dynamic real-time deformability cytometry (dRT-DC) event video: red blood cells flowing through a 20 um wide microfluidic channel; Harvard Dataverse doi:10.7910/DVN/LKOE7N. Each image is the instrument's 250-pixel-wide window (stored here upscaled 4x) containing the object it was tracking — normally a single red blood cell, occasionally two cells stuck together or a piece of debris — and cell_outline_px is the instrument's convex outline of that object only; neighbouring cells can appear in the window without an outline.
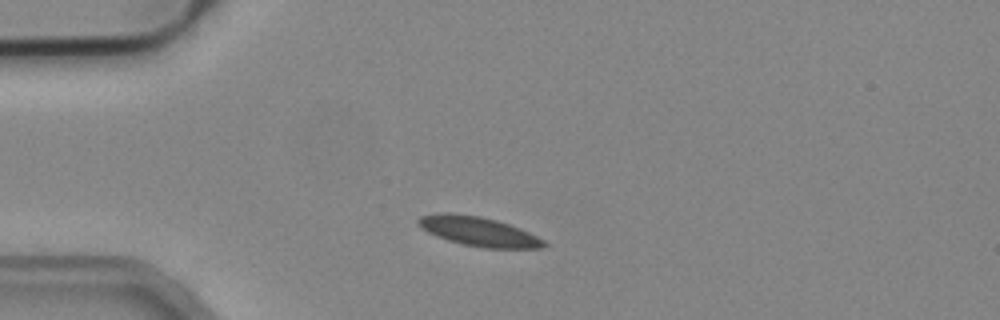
{"species": "common noctule bat (a hibernating species)", "species_latin": "Nyctalus noctula", "temperature_condition": "cold", "stored_images_in_passage": 6, "camera_frame_rate_fps": 3000, "um_per_image_px": 0.085, "animal": {"sex": "male", "body_mass_g": 19.2, "forearm_length_mm": 51.8}, "frame": {"image": 1, "passage_image": 1, "time_ms": 0.0, "image_size_px": [1000, 320], "cell_outline_px": [[548, 244], [544, 248], [484, 248], [464, 244], [448, 240], [436, 236], [428, 232], [416, 224], [416, 220], [420, 216], [436, 212], [448, 212], [480, 216], [496, 220], [508, 224], [528, 232], [544, 240]], "centroid_in_image_um": [40.63, 19.66], "position_along_channel_um": 44.4, "area_um2": 21.5}}
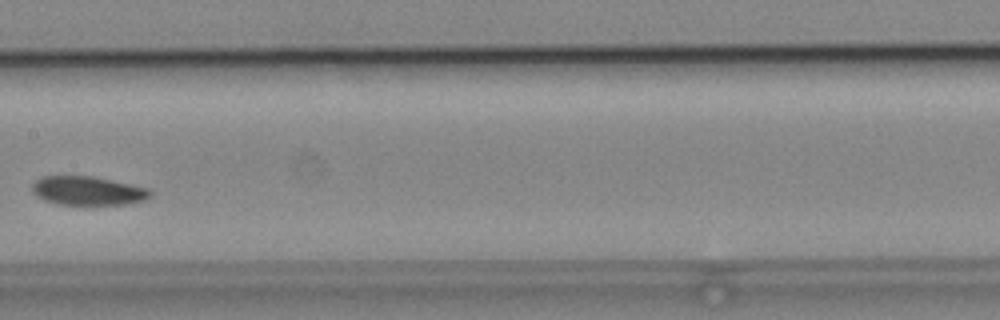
{"frame": {"image": 2, "passage_image": 5, "time_ms": 1.333, "image_size_px": [1000, 320], "cell_outline_px": [[152, 196], [144, 200], [124, 204], [84, 208], [60, 204], [44, 200], [36, 196], [32, 192], [32, 184], [40, 176], [92, 176], [148, 188], [152, 192]], "centroid_in_image_um": [7.44, 16.26], "position_along_channel_um": 200.0, "area_um2": 20.63}}
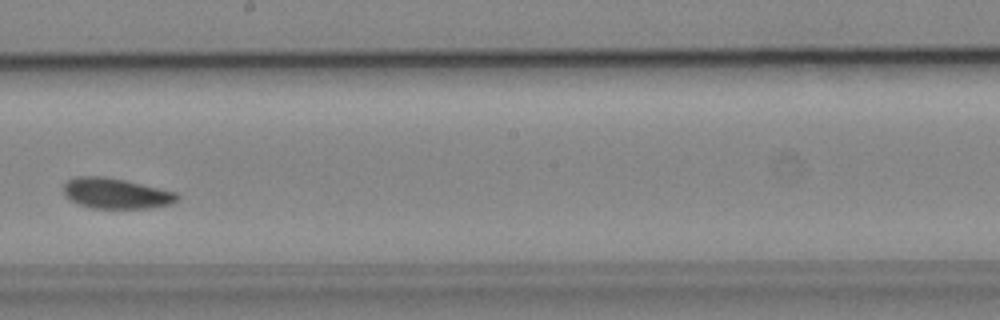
{"frame": {"image": 3, "passage_image": 6, "time_ms": 1.667, "image_size_px": [1000, 320], "cell_outline_px": [[180, 196], [172, 204], [148, 208], [92, 208], [76, 204], [64, 196], [64, 184], [68, 180], [76, 176], [104, 176], [124, 180], [176, 192]], "centroid_in_image_um": [9.82, 16.44], "position_along_channel_um": 238.4, "area_um2": 20.23}}